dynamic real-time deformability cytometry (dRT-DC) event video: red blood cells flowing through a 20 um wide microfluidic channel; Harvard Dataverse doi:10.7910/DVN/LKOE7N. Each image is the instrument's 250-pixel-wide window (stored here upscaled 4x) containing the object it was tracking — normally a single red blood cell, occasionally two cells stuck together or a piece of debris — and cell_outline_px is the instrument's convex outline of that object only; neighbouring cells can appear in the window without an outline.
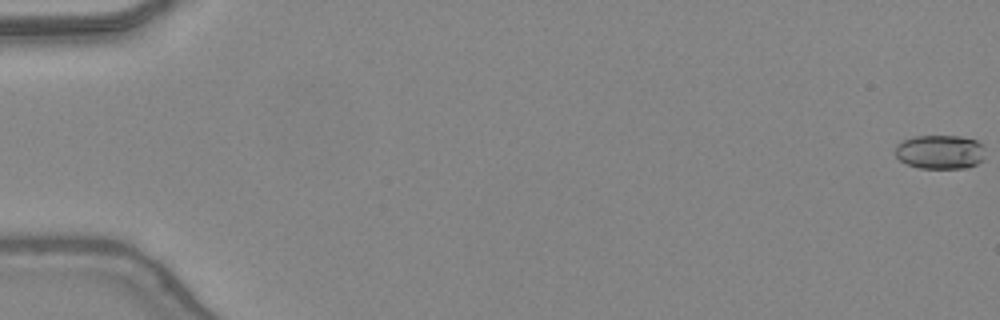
{"species": "common noctule bat (a hibernating species)", "species_latin": "Nyctalus noctula", "temperature_condition": "warm", "stored_images_in_passage": 49, "camera_frame_rate_fps": 3000, "um_per_image_px": 0.085, "animal": {"sex": "female", "body_mass_g": 24.6, "forearm_length_mm": 56.2}, "frame": {"image": 1, "passage_image": 1, "time_ms": 0.0, "image_size_px": [1000, 320], "cell_outline_px": [[984, 160], [968, 168], [920, 168], [908, 164], [900, 160], [896, 156], [896, 144], [912, 136], [960, 136], [976, 140], [984, 144]], "centroid_in_image_um": [79.94, 12.91], "position_along_channel_um": 5.1, "area_um2": 18.03}}
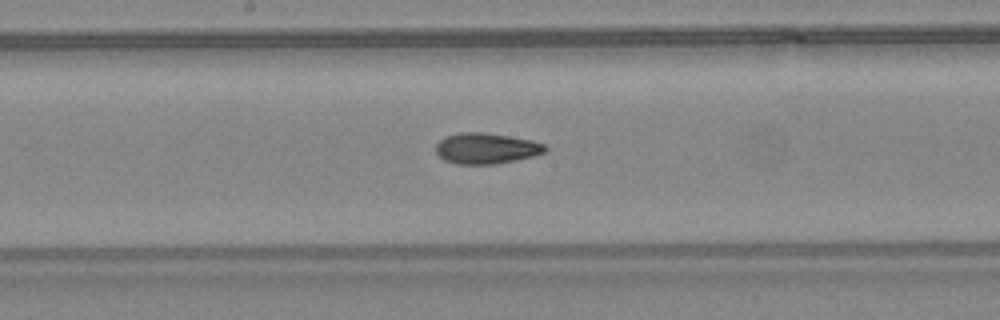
{"frame": {"image": 2, "passage_image": 27, "time_ms": 8.667, "image_size_px": [1000, 320], "cell_outline_px": [[548, 148], [544, 152], [532, 156], [516, 160], [496, 164], [456, 164], [444, 160], [436, 152], [436, 144], [444, 136], [460, 132], [480, 132], [508, 136], [532, 140], [544, 144]], "centroid_in_image_um": [41.3, 12.61], "position_along_channel_um": 206.9, "area_um2": 19.59}}
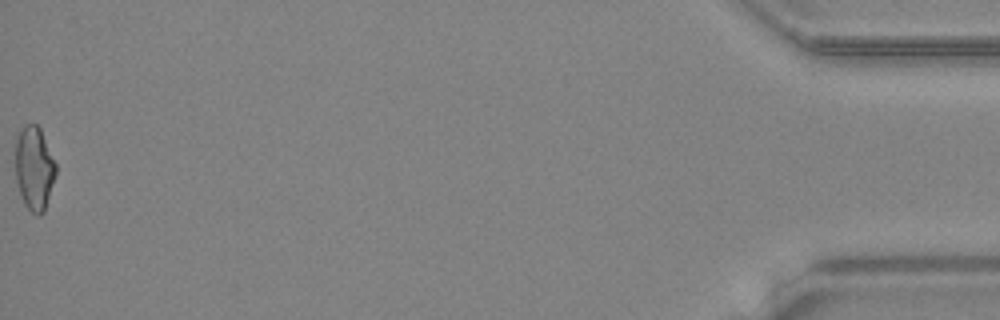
{"frame": {"image": 3, "passage_image": 49, "time_ms": 16.0, "image_size_px": [1000, 320], "cell_outline_px": [[56, 172], [44, 212], [40, 216], [36, 216], [24, 204], [16, 180], [16, 136], [20, 128], [24, 124], [36, 124], [40, 128], [56, 164]], "centroid_in_image_um": [2.9, 14.29], "position_along_channel_um": 432.3, "area_um2": 19.65}, "authors_computed_cell_mechanics": {"area_um2": 19.2474, "velocity_mm_per_s": 4.4284, "shape_relaxation_time_tau1_ms": 9.4678, "shape_relaxation_time_tau2_ms": 2.652, "deformation_change_tau1": 0.2224, "deformation_change_tau2": 0.0925}}